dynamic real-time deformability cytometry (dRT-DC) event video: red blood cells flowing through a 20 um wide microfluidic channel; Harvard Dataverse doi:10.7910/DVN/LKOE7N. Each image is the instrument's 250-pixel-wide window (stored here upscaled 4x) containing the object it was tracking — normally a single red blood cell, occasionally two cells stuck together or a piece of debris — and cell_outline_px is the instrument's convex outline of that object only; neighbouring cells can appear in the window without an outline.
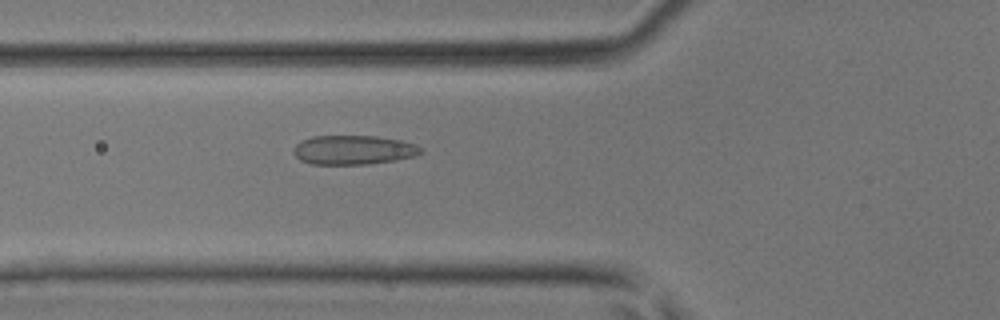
{"species": "common noctule bat (a hibernating species)", "species_latin": "Nyctalus noctula", "temperature_condition": "room temperature", "stored_images_in_passage": 45, "camera_frame_rate_fps": 3000, "um_per_image_px": 0.085, "animal": {"sex": "male", "body_mass_g": 17.9, "forearm_length_mm": 54.2}, "frame": {"image": 1, "passage_image": 17, "time_ms": 5.333, "image_size_px": [1000, 320], "cell_outline_px": [[424, 152], [416, 156], [396, 160], [368, 164], [312, 164], [300, 160], [292, 152], [292, 148], [300, 140], [312, 136], [376, 136], [400, 140], [416, 144]], "centroid_in_image_um": [30.03, 12.74], "position_along_channel_um": 95.8, "area_um2": 21.85}}
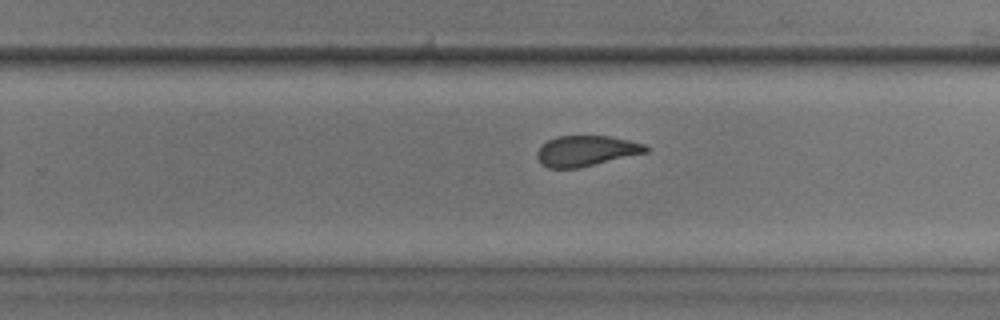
{"frame": {"image": 2, "passage_image": 29, "time_ms": 9.333, "image_size_px": [1000, 320], "cell_outline_px": [[652, 148], [648, 152], [580, 168], [548, 168], [540, 164], [536, 156], [536, 152], [548, 140], [556, 136], [612, 136], [644, 144]], "centroid_in_image_um": [49.84, 12.83], "position_along_channel_um": 280.0, "area_um2": 19.54}}
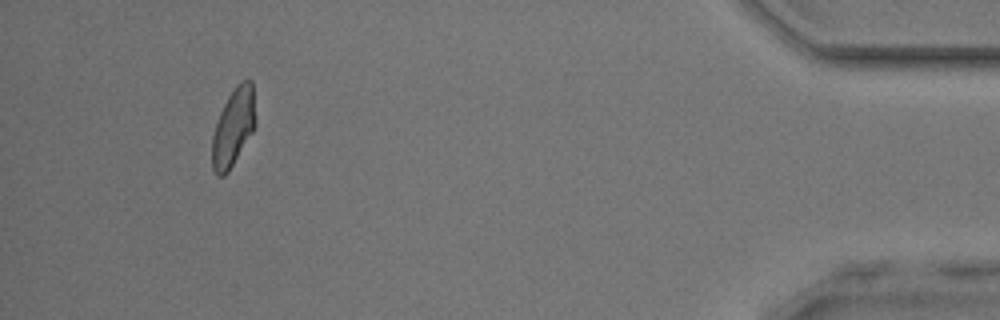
{"frame": {"image": 3, "passage_image": 42, "time_ms": 13.667, "image_size_px": [1000, 320], "cell_outline_px": [[256, 124], [252, 132], [228, 172], [224, 176], [216, 176], [212, 168], [212, 136], [216, 120], [228, 96], [236, 84], [244, 80], [252, 80], [256, 120]], "centroid_in_image_um": [19.82, 10.81], "position_along_channel_um": 415.4, "area_um2": 19.71}}